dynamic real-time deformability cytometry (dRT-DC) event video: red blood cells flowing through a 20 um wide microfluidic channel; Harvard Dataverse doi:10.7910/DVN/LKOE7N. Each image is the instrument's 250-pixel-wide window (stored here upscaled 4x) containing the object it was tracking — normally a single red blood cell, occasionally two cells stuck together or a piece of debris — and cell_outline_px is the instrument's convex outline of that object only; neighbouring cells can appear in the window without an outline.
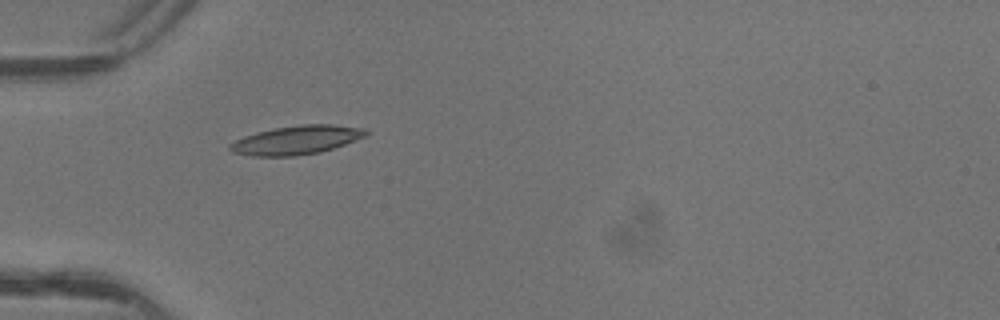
{"species": "common noctule bat (a hibernating species)", "species_latin": "Nyctalus noctula", "temperature_condition": "warm", "stored_images_in_passage": 2, "camera_frame_rate_fps": 3000, "um_per_image_px": 0.085, "animal": {"sex": "female"}, "frame": {"image": 1, "passage_image": 1, "time_ms": 0.0, "image_size_px": [1000, 320], "cell_outline_px": [[368, 132], [364, 136], [344, 144], [320, 152], [296, 156], [252, 156], [232, 152], [228, 148], [228, 144], [244, 136], [256, 132], [276, 128], [300, 124], [332, 124], [364, 128]], "centroid_in_image_um": [25.16, 11.9], "position_along_channel_um": 59.8, "area_um2": 22.66}}
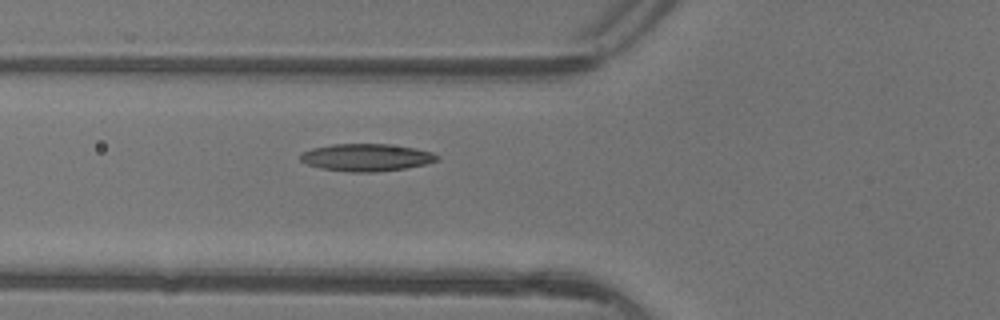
{"frame": {"image": 2, "passage_image": 2, "time_ms": 0.333, "image_size_px": [1000, 320], "cell_outline_px": [[440, 160], [428, 164], [408, 168], [372, 172], [348, 172], [320, 168], [308, 164], [300, 160], [300, 152], [312, 148], [332, 144], [388, 144], [416, 148], [432, 152], [440, 156]], "centroid_in_image_um": [31.18, 13.38], "position_along_channel_um": 94.6, "area_um2": 22.08}}